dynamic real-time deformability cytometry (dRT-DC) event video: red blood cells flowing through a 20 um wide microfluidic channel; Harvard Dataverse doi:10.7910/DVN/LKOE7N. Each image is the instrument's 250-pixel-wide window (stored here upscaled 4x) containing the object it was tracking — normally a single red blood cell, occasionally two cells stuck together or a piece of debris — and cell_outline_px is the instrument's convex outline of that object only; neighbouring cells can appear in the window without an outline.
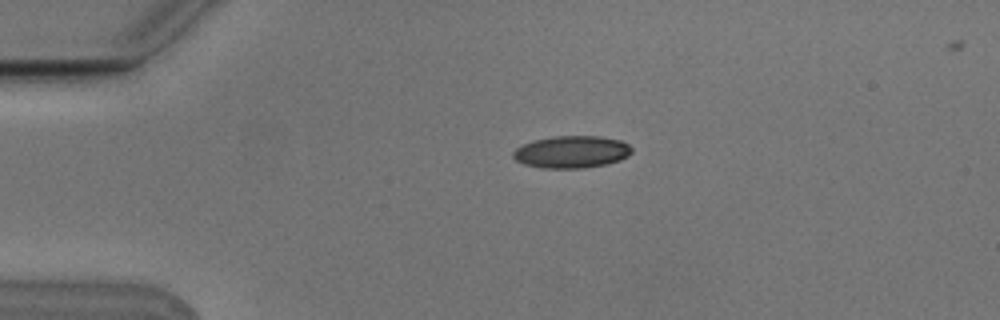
{"species": "Egyptian fruit bat (a non-hibernating species)", "species_latin": "Rousettus aegyptiacus", "temperature_condition": "cold", "stored_images_in_passage": 4, "camera_frame_rate_fps": 3000, "um_per_image_px": 0.085, "animal": {"sex": "male"}, "frame": {"image": 1, "passage_image": 2, "time_ms": 0.333, "image_size_px": [1000, 320], "cell_outline_px": [[632, 152], [628, 156], [620, 160], [604, 164], [584, 168], [540, 168], [524, 164], [516, 160], [512, 156], [512, 152], [516, 148], [532, 140], [552, 136], [600, 136], [620, 140], [628, 144], [632, 148]], "centroid_in_image_um": [48.57, 12.91], "position_along_channel_um": 36.4, "area_um2": 22.37}}